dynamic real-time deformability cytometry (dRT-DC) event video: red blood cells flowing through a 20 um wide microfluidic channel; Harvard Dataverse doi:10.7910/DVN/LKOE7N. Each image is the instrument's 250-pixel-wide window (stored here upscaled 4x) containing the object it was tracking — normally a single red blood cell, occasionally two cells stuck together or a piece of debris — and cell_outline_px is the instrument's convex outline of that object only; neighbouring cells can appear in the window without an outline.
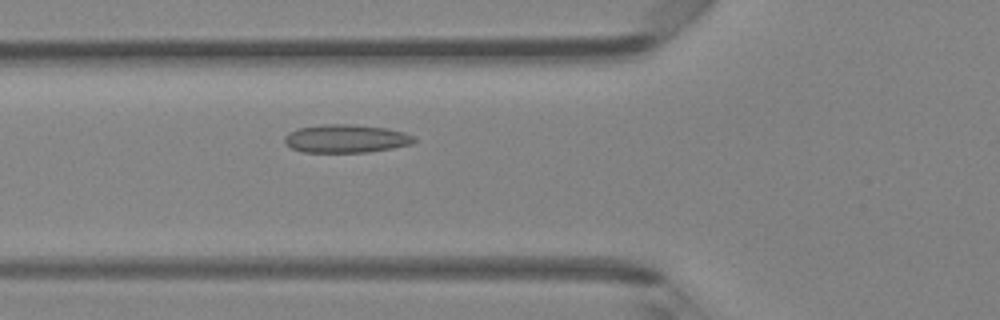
{"species": "Egyptian fruit bat (a non-hibernating species)", "species_latin": "Rousettus aegyptiacus", "temperature_condition": "room temperature", "stored_images_in_passage": 46, "camera_frame_rate_fps": 3000, "um_per_image_px": 0.085, "animal": {"sex": "female"}, "frame": {"image": 1, "passage_image": 16, "time_ms": 5.0, "image_size_px": [1000, 320], "cell_outline_px": [[416, 140], [412, 144], [392, 148], [368, 152], [304, 152], [292, 148], [284, 144], [284, 136], [288, 132], [296, 128], [324, 124], [348, 124], [388, 128], [404, 132], [412, 136]], "centroid_in_image_um": [29.37, 11.78], "position_along_channel_um": 96.4, "area_um2": 21.39}}
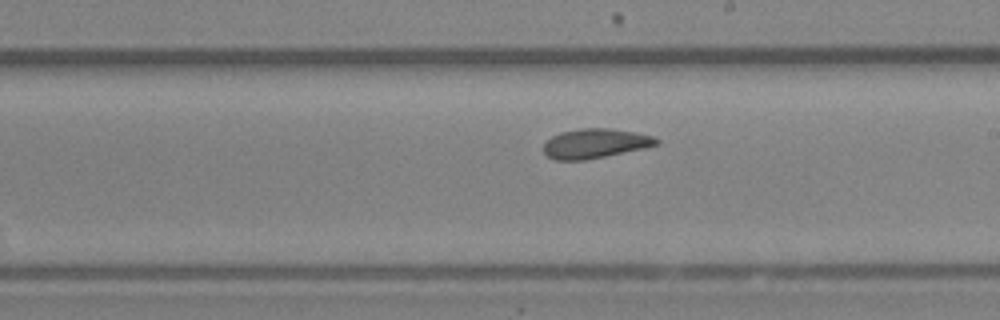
{"frame": {"image": 2, "passage_image": 26, "time_ms": 8.333, "image_size_px": [1000, 320], "cell_outline_px": [[660, 144], [644, 148], [584, 160], [556, 160], [548, 156], [544, 152], [544, 144], [552, 136], [560, 132], [580, 128], [608, 128], [632, 132], [652, 136], [660, 140]], "centroid_in_image_um": [50.58, 12.19], "position_along_channel_um": 238.4, "area_um2": 19.19}}
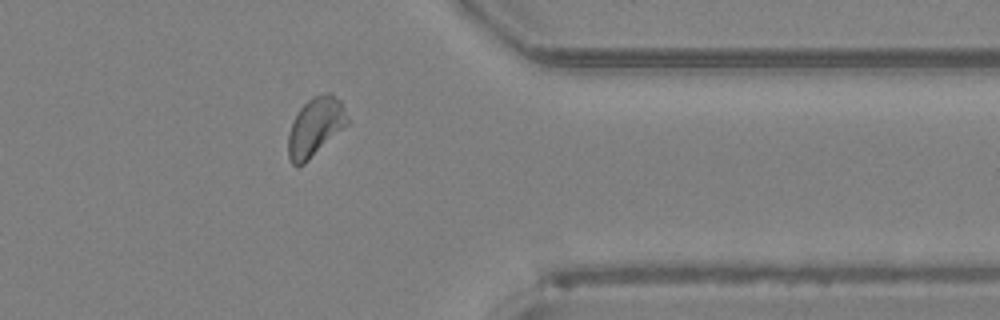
{"frame": {"image": 3, "passage_image": 37, "time_ms": 12.0, "image_size_px": [1000, 320], "cell_outline_px": [[348, 124], [304, 164], [292, 164], [288, 156], [288, 136], [292, 124], [300, 108], [308, 100], [316, 96], [328, 92], [332, 92], [340, 100], [348, 116]], "centroid_in_image_um": [26.82, 10.77], "position_along_channel_um": 384.6, "area_um2": 19.88}, "authors_computed_cell_mechanics": {"area_um2": 19.9121, "velocity_mm_per_s": 4.286, "shape_relaxation_time_tau1_ms": 9.8316, "shape_relaxation_time_tau2_ms": 0.717, "deformation_change_tau1": 0.1562, "deformation_change_tau2": 0.0563}}